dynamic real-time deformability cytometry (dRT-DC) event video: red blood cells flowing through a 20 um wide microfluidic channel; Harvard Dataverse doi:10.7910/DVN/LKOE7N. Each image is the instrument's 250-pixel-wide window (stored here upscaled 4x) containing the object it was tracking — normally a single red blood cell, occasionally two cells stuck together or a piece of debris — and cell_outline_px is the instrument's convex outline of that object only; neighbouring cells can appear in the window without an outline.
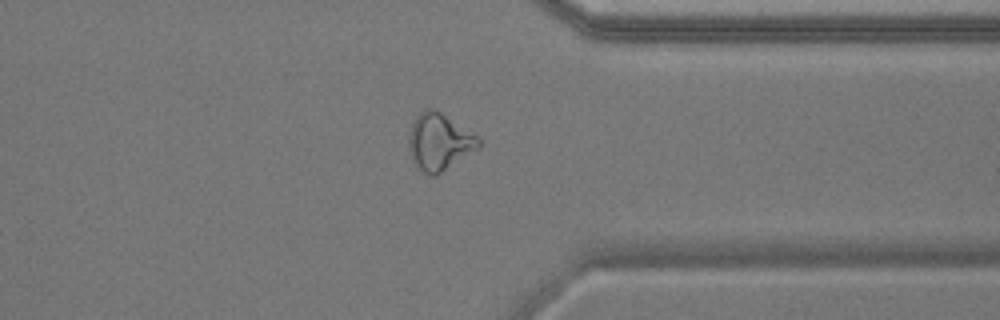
{"species": "common noctule bat (a hibernating species)", "species_latin": "Nyctalus noctula", "temperature_condition": "warm", "stored_images_in_passage": 44, "camera_frame_rate_fps": 3000, "um_per_image_px": 0.085, "animal": {"sex": "male", "body_mass_g": 17.9}, "frame": {"image": 1, "passage_image": 32, "time_ms": 10.333, "image_size_px": [1000, 320], "cell_outline_px": [[480, 148], [436, 176], [432, 176], [424, 172], [412, 160], [408, 148], [408, 136], [412, 124], [416, 116], [424, 108], [432, 108], [440, 112], [476, 136], [480, 140]], "centroid_in_image_um": [37.31, 12.07], "position_along_channel_um": 374.1, "area_um2": 22.95}}
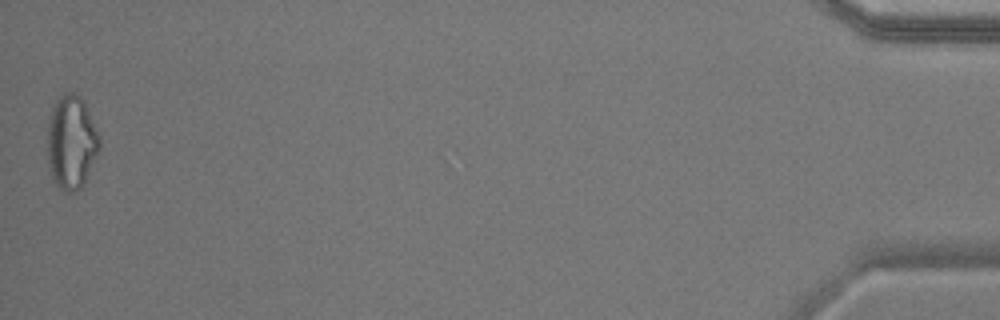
{"frame": {"image": 2, "passage_image": 44, "time_ms": 14.333, "image_size_px": [1000, 320], "cell_outline_px": [[100, 148], [84, 184], [80, 188], [72, 192], [64, 192], [52, 180], [48, 168], [48, 116], [56, 100], [64, 92], [72, 92], [80, 96], [84, 100], [100, 136]], "centroid_in_image_um": [6.06, 12.08], "position_along_channel_um": 429.1, "area_um2": 28.78}, "authors_computed_cell_mechanics": {"area_um2": 20.8658, "velocity_mm_per_s": 3.6937, "shape_relaxation_time_tau1_ms": null, "shape_relaxation_time_tau2_ms": 3.4858, "deformation_change_tau1": null, "deformation_change_tau2": 0.1295}}